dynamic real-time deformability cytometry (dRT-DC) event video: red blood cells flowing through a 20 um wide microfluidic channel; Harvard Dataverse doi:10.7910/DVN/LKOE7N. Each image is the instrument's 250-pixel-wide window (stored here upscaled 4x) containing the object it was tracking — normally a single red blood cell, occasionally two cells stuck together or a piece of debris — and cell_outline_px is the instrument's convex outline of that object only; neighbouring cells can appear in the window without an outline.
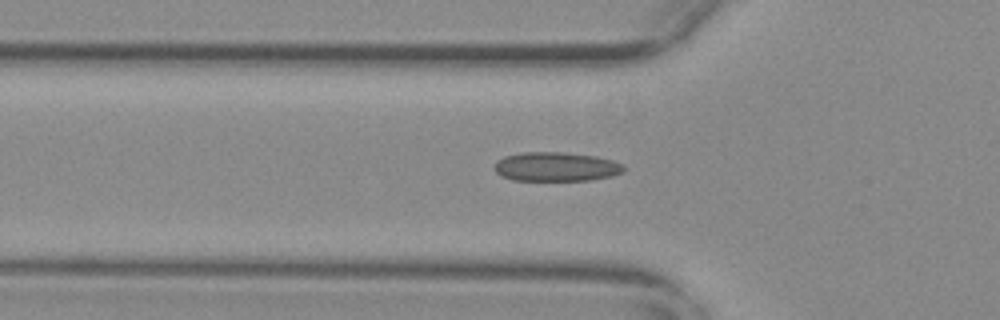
{"species": "common noctule bat (a hibernating species)", "species_latin": "Nyctalus noctula", "temperature_condition": "warm", "stored_images_in_passage": 48, "camera_frame_rate_fps": 3000, "um_per_image_px": 0.085, "animal": {"sex": "female", "body_mass_g": 29.2, "forearm_length_mm": 56.3}, "frame": {"image": 1, "passage_image": 18, "time_ms": 5.667, "image_size_px": [1000, 320], "cell_outline_px": [[624, 172], [612, 176], [592, 180], [512, 180], [500, 176], [492, 168], [504, 156], [524, 152], [564, 152], [596, 156], [612, 160], [624, 164]], "centroid_in_image_um": [47.28, 14.17], "position_along_channel_um": 78.5, "area_um2": 22.08}}
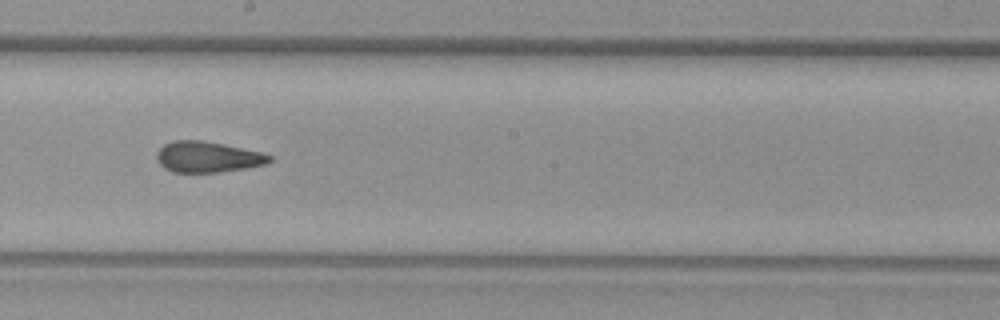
{"frame": {"image": 2, "passage_image": 30, "time_ms": 9.667, "image_size_px": [1000, 320], "cell_outline_px": [[272, 160], [268, 164], [244, 168], [216, 172], [172, 172], [164, 168], [156, 160], [156, 152], [164, 144], [172, 140], [200, 140], [224, 144], [260, 152], [272, 156]], "centroid_in_image_um": [17.62, 13.33], "position_along_channel_um": 230.6, "area_um2": 20.29}}
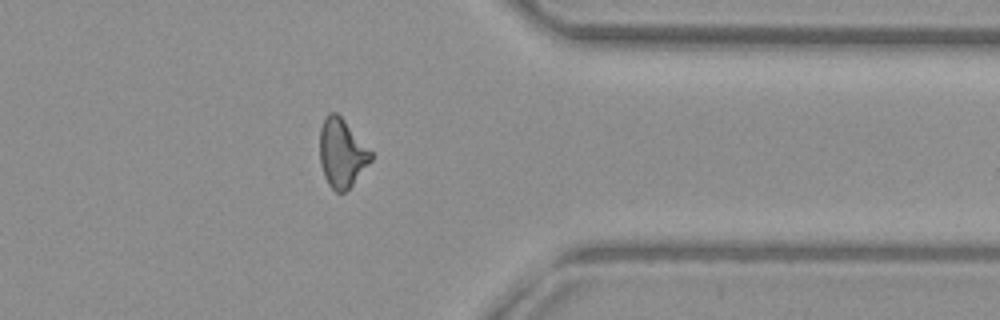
{"frame": {"image": 3, "passage_image": 43, "time_ms": 14.0, "image_size_px": [1000, 320], "cell_outline_px": [[372, 160], [352, 184], [344, 192], [336, 192], [328, 184], [324, 176], [320, 164], [320, 128], [328, 112], [336, 112], [344, 120], [372, 152]], "centroid_in_image_um": [29.04, 13.01], "position_along_channel_um": 382.4, "area_um2": 20.17}, "authors_computed_cell_mechanics": {"area_um2": 20.7502, "velocity_mm_per_s": 3.7831, "shape_relaxation_time_tau1_ms": null, "shape_relaxation_time_tau2_ms": 2.1453, "deformation_change_tau1": null, "deformation_change_tau2": 0.082}}